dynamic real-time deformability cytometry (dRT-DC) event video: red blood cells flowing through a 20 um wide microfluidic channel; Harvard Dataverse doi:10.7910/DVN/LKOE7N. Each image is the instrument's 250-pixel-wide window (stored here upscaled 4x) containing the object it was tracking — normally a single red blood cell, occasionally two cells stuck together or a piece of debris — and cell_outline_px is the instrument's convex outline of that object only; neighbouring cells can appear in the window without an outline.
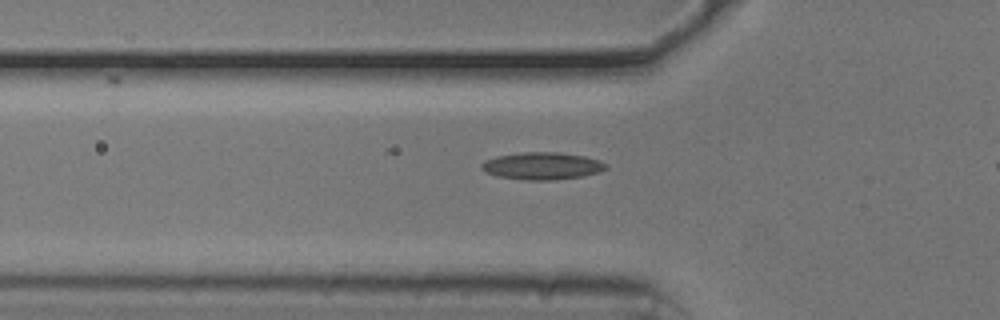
{"species": "common noctule bat (a hibernating species)", "species_latin": "Nyctalus noctula", "temperature_condition": "cold", "stored_images_in_passage": 39, "camera_frame_rate_fps": 3000, "um_per_image_px": 0.085, "animal": {"sex": "male", "body_mass_g": 20.5, "forearm_length_mm": 52.5}, "frame": {"image": 1, "passage_image": 10, "time_ms": 3.0, "image_size_px": [1000, 320], "cell_outline_px": [[608, 168], [600, 172], [580, 176], [556, 180], [524, 180], [496, 176], [480, 168], [480, 164], [484, 160], [496, 156], [524, 152], [560, 152], [584, 156], [608, 164]], "centroid_in_image_um": [46.07, 14.1], "position_along_channel_um": 79.7, "area_um2": 19.83}}
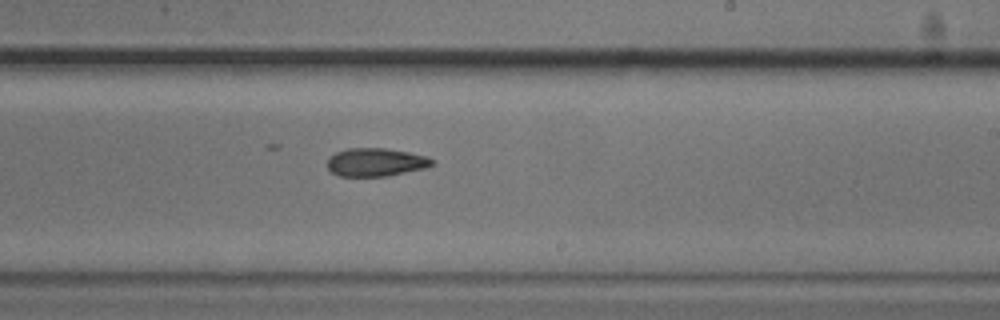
{"frame": {"image": 2, "passage_image": 24, "time_ms": 7.667, "image_size_px": [1000, 320], "cell_outline_px": [[436, 160], [428, 168], [388, 176], [340, 176], [332, 172], [328, 168], [328, 156], [336, 152], [348, 148], [384, 148], [408, 152], [428, 156]], "centroid_in_image_um": [31.98, 13.79], "position_along_channel_um": 257.0, "area_um2": 17.4}}
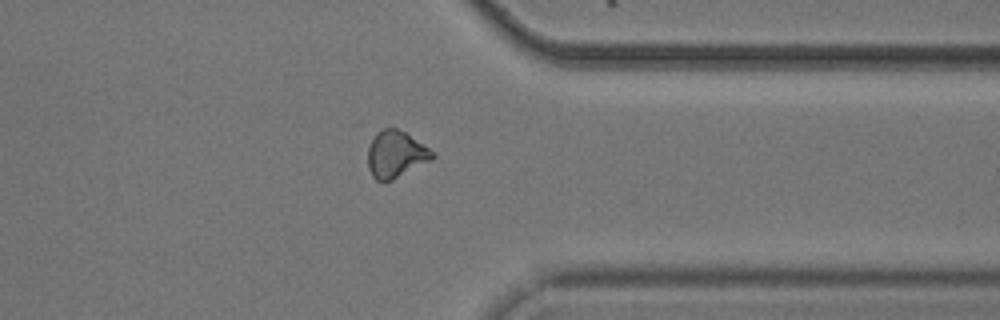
{"frame": {"image": 3, "passage_image": 34, "time_ms": 11.0, "image_size_px": [1000, 320], "cell_outline_px": [[436, 156], [432, 160], [392, 180], [376, 180], [372, 176], [368, 168], [368, 148], [376, 132], [384, 128], [396, 128], [404, 132], [436, 152]], "centroid_in_image_um": [33.66, 13.11], "position_along_channel_um": 377.7, "area_um2": 17.57}}